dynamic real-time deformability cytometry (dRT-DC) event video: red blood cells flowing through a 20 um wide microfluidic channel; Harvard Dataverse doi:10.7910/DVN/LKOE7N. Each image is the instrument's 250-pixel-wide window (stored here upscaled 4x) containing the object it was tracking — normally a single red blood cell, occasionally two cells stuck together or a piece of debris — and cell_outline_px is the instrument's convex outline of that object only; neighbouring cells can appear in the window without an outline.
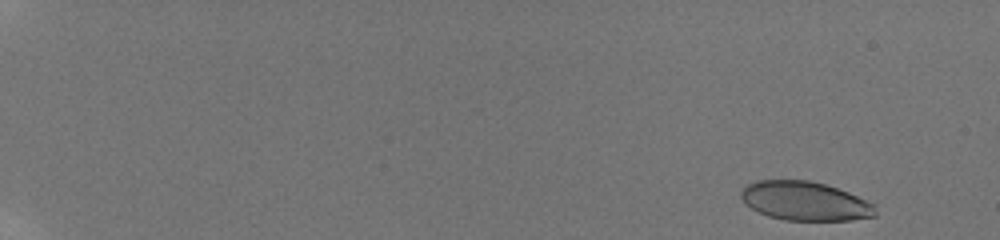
{"species": "human", "species_latin": "Homo sapiens", "temperature_condition": "room temperature", "stored_images_in_passage": 32, "camera_frame_rate_fps": 3000, "um_per_image_px": 0.085, "donor": {"sex": "male"}, "frame": {"image": 1, "passage_image": 3, "time_ms": 0.667, "image_size_px": [1000, 240], "cell_outline_px": [[876, 216], [852, 220], [784, 220], [768, 216], [744, 204], [740, 196], [740, 188], [756, 180], [808, 180], [824, 184], [848, 192], [876, 204]], "centroid_in_image_um": [68.41, 17.09], "position_along_channel_um": 16.6, "area_um2": 30.69}}
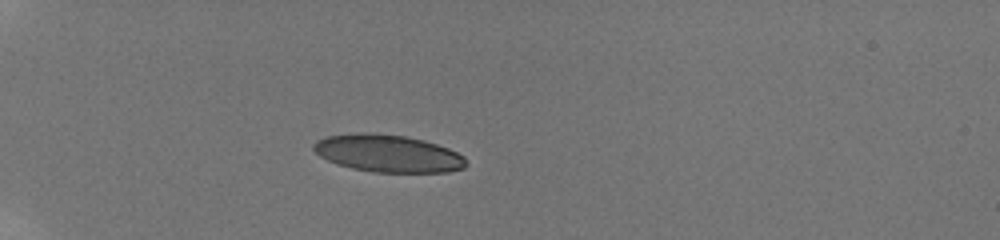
{"frame": {"image": 2, "passage_image": 21, "time_ms": 5.667, "image_size_px": [1000, 240], "cell_outline_px": [[468, 164], [464, 168], [448, 172], [372, 172], [352, 168], [336, 164], [320, 156], [312, 148], [312, 144], [316, 140], [324, 136], [364, 132], [404, 136], [424, 140], [448, 148], [464, 156]], "centroid_in_image_um": [32.96, 13.04], "position_along_channel_um": 52.0, "area_um2": 33.29}}
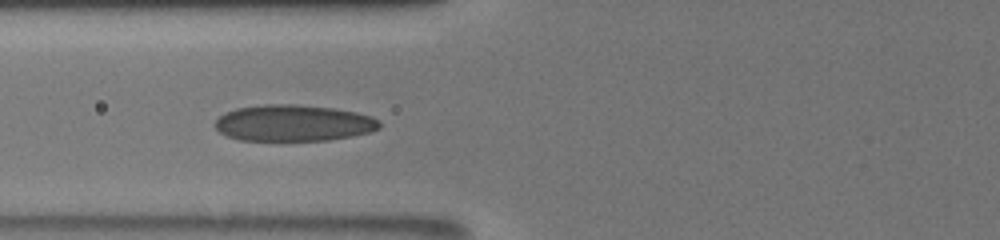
{"frame": {"image": 3, "passage_image": 31, "time_ms": 8.0, "image_size_px": [1000, 240], "cell_outline_px": [[380, 128], [368, 132], [352, 136], [328, 140], [240, 140], [228, 136], [220, 132], [212, 124], [224, 112], [236, 108], [264, 104], [296, 104], [332, 108], [356, 112], [372, 116], [380, 120]], "centroid_in_image_um": [24.93, 10.45], "position_along_channel_um": 100.9, "area_um2": 34.91}}